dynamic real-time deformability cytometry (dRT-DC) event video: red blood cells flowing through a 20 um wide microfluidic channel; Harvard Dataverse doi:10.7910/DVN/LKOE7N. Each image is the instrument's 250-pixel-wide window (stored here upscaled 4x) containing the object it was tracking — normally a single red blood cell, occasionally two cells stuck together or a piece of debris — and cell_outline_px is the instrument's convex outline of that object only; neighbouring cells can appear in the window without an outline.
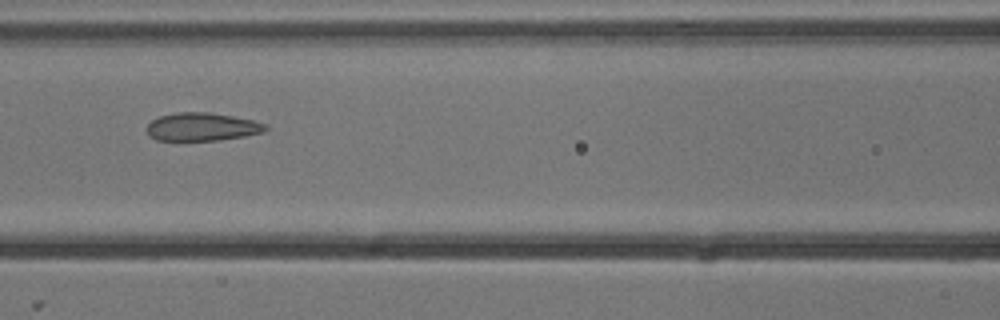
{"species": "common noctule bat (a hibernating species)", "species_latin": "Nyctalus noctula", "temperature_condition": "cold", "stored_images_in_passage": 8, "camera_frame_rate_fps": 3000, "um_per_image_px": 0.085, "animal": {"sex": "male", "body_mass_g": 13.3}, "frame": {"image": 1, "passage_image": 6, "time_ms": 1.667, "image_size_px": [1000, 320], "cell_outline_px": [[268, 128], [264, 132], [244, 136], [220, 140], [156, 140], [148, 136], [148, 124], [152, 120], [160, 116], [176, 112], [212, 112], [252, 120], [264, 124]], "centroid_in_image_um": [17.16, 10.78], "position_along_channel_um": 149.4, "area_um2": 19.36}}
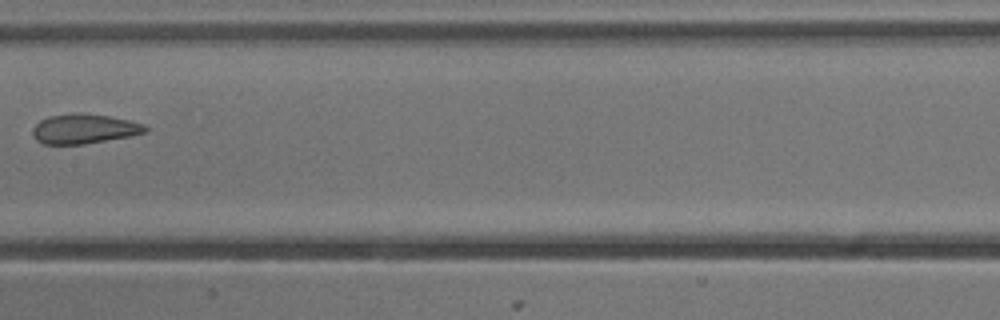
{"frame": {"image": 2, "passage_image": 7, "time_ms": 2.0, "image_size_px": [1000, 320], "cell_outline_px": [[148, 132], [128, 136], [84, 144], [44, 144], [36, 140], [32, 132], [32, 128], [40, 120], [48, 116], [80, 112], [108, 116], [128, 120], [144, 124], [148, 128]], "centroid_in_image_um": [7.13, 10.94], "position_along_channel_um": 200.3, "area_um2": 19.42}}
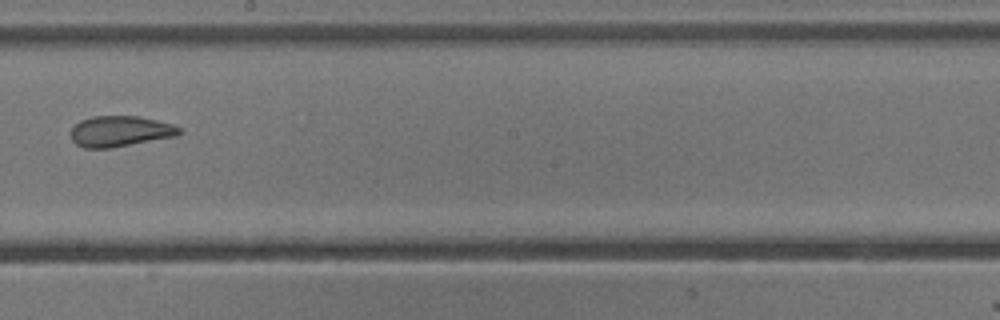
{"frame": {"image": 3, "passage_image": 8, "time_ms": 2.333, "image_size_px": [1000, 320], "cell_outline_px": [[184, 132], [176, 136], [112, 148], [84, 148], [76, 144], [72, 140], [68, 132], [80, 120], [92, 116], [140, 116], [172, 124], [184, 128]], "centroid_in_image_um": [10.22, 11.16], "position_along_channel_um": 238.0, "area_um2": 19.77}}